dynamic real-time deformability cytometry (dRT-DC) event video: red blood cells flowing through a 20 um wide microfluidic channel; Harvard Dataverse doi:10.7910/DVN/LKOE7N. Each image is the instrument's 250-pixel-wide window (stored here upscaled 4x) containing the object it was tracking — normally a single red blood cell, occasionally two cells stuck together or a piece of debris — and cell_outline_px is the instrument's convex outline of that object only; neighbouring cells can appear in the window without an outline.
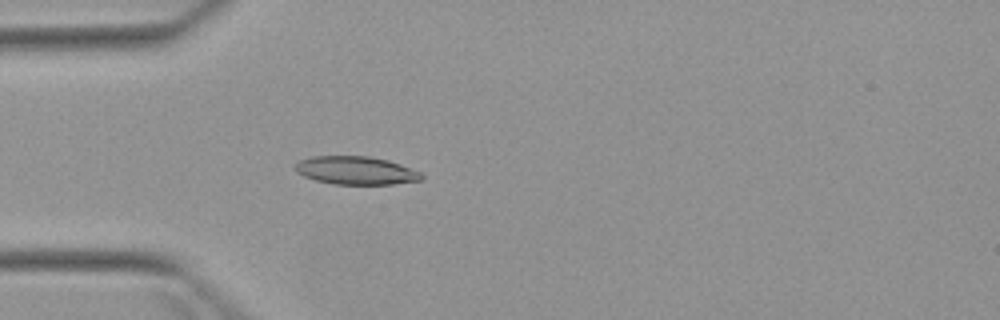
{"species": "Egyptian fruit bat (a non-hibernating species)", "species_latin": "Rousettus aegyptiacus", "temperature_condition": "warm", "stored_images_in_passage": 3, "camera_frame_rate_fps": 3000, "um_per_image_px": 0.085, "animal": {"sex": "female"}, "frame": {"image": 1, "passage_image": 3, "time_ms": 3.333, "image_size_px": [1000, 320], "cell_outline_px": [[424, 176], [420, 180], [392, 184], [336, 184], [316, 180], [304, 176], [296, 172], [296, 164], [300, 160], [312, 156], [368, 156], [388, 160], [400, 164], [420, 172]], "centroid_in_image_um": [30.25, 14.48], "position_along_channel_um": 54.7, "area_um2": 20.52}}